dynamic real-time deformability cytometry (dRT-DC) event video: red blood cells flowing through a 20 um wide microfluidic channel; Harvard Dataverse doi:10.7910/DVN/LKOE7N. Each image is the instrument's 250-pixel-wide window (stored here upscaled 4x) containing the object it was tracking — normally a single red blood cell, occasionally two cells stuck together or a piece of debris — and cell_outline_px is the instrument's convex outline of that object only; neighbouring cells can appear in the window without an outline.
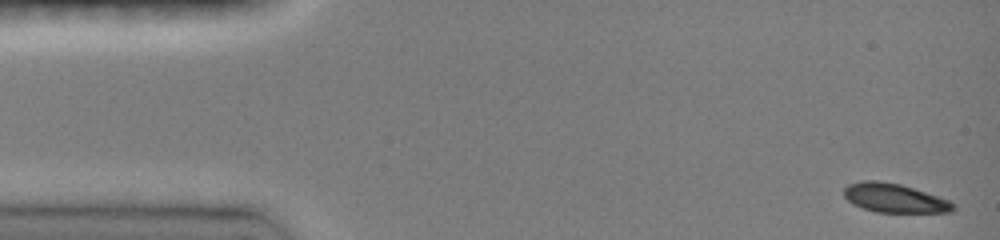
{"species": "common noctule bat (a hibernating species)", "species_latin": "Nyctalus noctula", "temperature_condition": "room temperature", "stored_images_in_passage": 8, "camera_frame_rate_fps": 3000, "um_per_image_px": 0.085, "animal": {"sex": "female", "body_mass_g": 19.0, "forearm_length_mm": 51.5}, "frame": {"image": 1, "passage_image": 1, "time_ms": 0.0, "image_size_px": [1000, 240], "cell_outline_px": [[956, 208], [952, 212], [876, 212], [852, 204], [844, 196], [844, 188], [848, 184], [864, 180], [880, 180], [900, 184], [948, 200], [956, 204]], "centroid_in_image_um": [76.01, 16.83], "position_along_channel_um": 9.0, "area_um2": 18.32}}
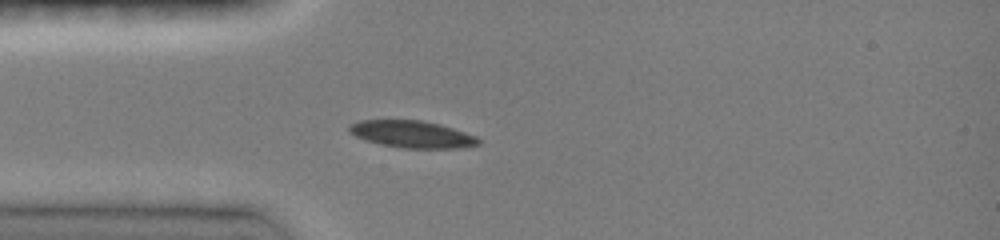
{"frame": {"image": 2, "passage_image": 6, "time_ms": 3.667, "image_size_px": [1000, 240], "cell_outline_px": [[480, 144], [460, 148], [404, 148], [380, 144], [364, 140], [348, 132], [348, 124], [360, 120], [424, 120], [440, 124], [476, 136], [480, 140]], "centroid_in_image_um": [34.99, 11.4], "position_along_channel_um": 50.0, "area_um2": 20.46}}